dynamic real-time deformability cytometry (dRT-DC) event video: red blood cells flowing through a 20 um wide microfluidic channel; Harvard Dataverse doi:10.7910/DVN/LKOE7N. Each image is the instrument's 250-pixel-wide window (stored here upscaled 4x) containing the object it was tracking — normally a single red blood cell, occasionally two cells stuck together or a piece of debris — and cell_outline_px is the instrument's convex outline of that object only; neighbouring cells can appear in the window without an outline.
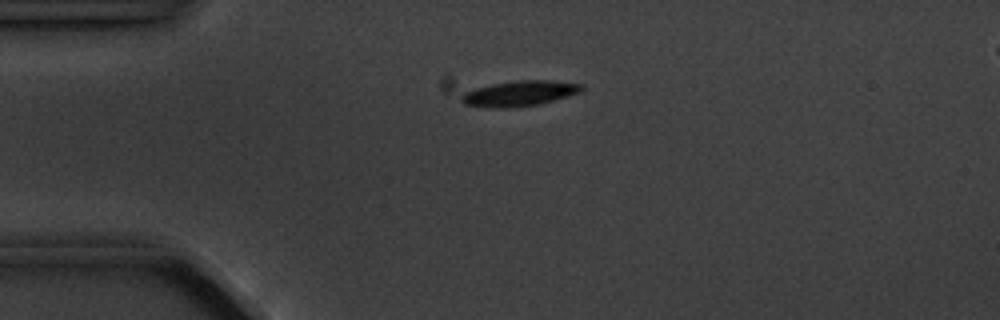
{"species": "common noctule bat (a hibernating species)", "species_latin": "Nyctalus noctula", "temperature_condition": "cold", "stored_images_in_passage": 4, "camera_frame_rate_fps": 3000, "um_per_image_px": 0.085, "animal": {"sex": "male", "body_mass_g": 20.1, "forearm_length_mm": 53.5}, "frame": {"image": 1, "passage_image": 2, "time_ms": 1.0, "image_size_px": [1000, 320], "cell_outline_px": [[584, 88], [580, 92], [568, 96], [540, 104], [504, 108], [492, 108], [464, 104], [460, 100], [460, 96], [464, 92], [476, 88], [492, 84], [516, 80], [552, 80], [584, 84]], "centroid_in_image_um": [44.17, 7.93], "position_along_channel_um": 40.8, "area_um2": 17.86}}